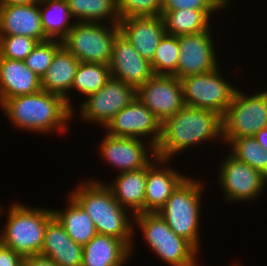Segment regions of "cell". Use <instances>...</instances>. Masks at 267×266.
I'll use <instances>...</instances> for the list:
<instances>
[{"label":"cell","mask_w":267,"mask_h":266,"mask_svg":"<svg viewBox=\"0 0 267 266\" xmlns=\"http://www.w3.org/2000/svg\"><path fill=\"white\" fill-rule=\"evenodd\" d=\"M218 137L222 139V116L211 110L184 106L162 123L156 156L169 160L193 144Z\"/></svg>","instance_id":"obj_1"},{"label":"cell","mask_w":267,"mask_h":266,"mask_svg":"<svg viewBox=\"0 0 267 266\" xmlns=\"http://www.w3.org/2000/svg\"><path fill=\"white\" fill-rule=\"evenodd\" d=\"M0 107L14 127L46 134L66 131L74 112L62 96L44 90L8 98Z\"/></svg>","instance_id":"obj_2"},{"label":"cell","mask_w":267,"mask_h":266,"mask_svg":"<svg viewBox=\"0 0 267 266\" xmlns=\"http://www.w3.org/2000/svg\"><path fill=\"white\" fill-rule=\"evenodd\" d=\"M70 196L89 214L97 233L119 238L132 250L135 232L127 215L129 210L118 203L107 183H79Z\"/></svg>","instance_id":"obj_3"},{"label":"cell","mask_w":267,"mask_h":266,"mask_svg":"<svg viewBox=\"0 0 267 266\" xmlns=\"http://www.w3.org/2000/svg\"><path fill=\"white\" fill-rule=\"evenodd\" d=\"M9 209L0 243L23 257L40 254L47 223L54 217L53 210L21 203H14Z\"/></svg>","instance_id":"obj_4"},{"label":"cell","mask_w":267,"mask_h":266,"mask_svg":"<svg viewBox=\"0 0 267 266\" xmlns=\"http://www.w3.org/2000/svg\"><path fill=\"white\" fill-rule=\"evenodd\" d=\"M186 177L172 192L158 214L170 229L199 249V220L203 186Z\"/></svg>","instance_id":"obj_5"},{"label":"cell","mask_w":267,"mask_h":266,"mask_svg":"<svg viewBox=\"0 0 267 266\" xmlns=\"http://www.w3.org/2000/svg\"><path fill=\"white\" fill-rule=\"evenodd\" d=\"M132 218L142 230L146 243L170 266H198L199 252L189 241L178 236L166 224L158 212H144Z\"/></svg>","instance_id":"obj_6"},{"label":"cell","mask_w":267,"mask_h":266,"mask_svg":"<svg viewBox=\"0 0 267 266\" xmlns=\"http://www.w3.org/2000/svg\"><path fill=\"white\" fill-rule=\"evenodd\" d=\"M75 21L61 40L62 45L80 62L109 65L113 43L120 33L118 24Z\"/></svg>","instance_id":"obj_7"},{"label":"cell","mask_w":267,"mask_h":266,"mask_svg":"<svg viewBox=\"0 0 267 266\" xmlns=\"http://www.w3.org/2000/svg\"><path fill=\"white\" fill-rule=\"evenodd\" d=\"M267 127V91L245 95L238 90L222 116V142L253 137Z\"/></svg>","instance_id":"obj_8"},{"label":"cell","mask_w":267,"mask_h":266,"mask_svg":"<svg viewBox=\"0 0 267 266\" xmlns=\"http://www.w3.org/2000/svg\"><path fill=\"white\" fill-rule=\"evenodd\" d=\"M222 77L217 67L205 74L180 79L185 106L211 110L223 116L238 89Z\"/></svg>","instance_id":"obj_9"},{"label":"cell","mask_w":267,"mask_h":266,"mask_svg":"<svg viewBox=\"0 0 267 266\" xmlns=\"http://www.w3.org/2000/svg\"><path fill=\"white\" fill-rule=\"evenodd\" d=\"M136 97L161 123L185 106L181 80L174 75H154L136 88Z\"/></svg>","instance_id":"obj_10"},{"label":"cell","mask_w":267,"mask_h":266,"mask_svg":"<svg viewBox=\"0 0 267 266\" xmlns=\"http://www.w3.org/2000/svg\"><path fill=\"white\" fill-rule=\"evenodd\" d=\"M136 98V87L111 77L98 92L91 94L80 106V116L86 122L106 126L123 108Z\"/></svg>","instance_id":"obj_11"},{"label":"cell","mask_w":267,"mask_h":266,"mask_svg":"<svg viewBox=\"0 0 267 266\" xmlns=\"http://www.w3.org/2000/svg\"><path fill=\"white\" fill-rule=\"evenodd\" d=\"M223 162L218 179L228 201L256 199L264 185H267L266 176L231 154Z\"/></svg>","instance_id":"obj_12"},{"label":"cell","mask_w":267,"mask_h":266,"mask_svg":"<svg viewBox=\"0 0 267 266\" xmlns=\"http://www.w3.org/2000/svg\"><path fill=\"white\" fill-rule=\"evenodd\" d=\"M162 123L142 104L137 97L105 126L107 133L117 137H132L141 139L150 136L149 146L158 145L161 138Z\"/></svg>","instance_id":"obj_13"},{"label":"cell","mask_w":267,"mask_h":266,"mask_svg":"<svg viewBox=\"0 0 267 266\" xmlns=\"http://www.w3.org/2000/svg\"><path fill=\"white\" fill-rule=\"evenodd\" d=\"M105 134L100 145L101 157L112 167H117L120 173L145 168L157 157L155 147L148 146L147 151V143L143 139Z\"/></svg>","instance_id":"obj_14"},{"label":"cell","mask_w":267,"mask_h":266,"mask_svg":"<svg viewBox=\"0 0 267 266\" xmlns=\"http://www.w3.org/2000/svg\"><path fill=\"white\" fill-rule=\"evenodd\" d=\"M177 78L205 74L218 67L210 31L181 35Z\"/></svg>","instance_id":"obj_15"},{"label":"cell","mask_w":267,"mask_h":266,"mask_svg":"<svg viewBox=\"0 0 267 266\" xmlns=\"http://www.w3.org/2000/svg\"><path fill=\"white\" fill-rule=\"evenodd\" d=\"M109 68L111 77L136 88L155 75L151 62L143 58L121 33L114 40Z\"/></svg>","instance_id":"obj_16"},{"label":"cell","mask_w":267,"mask_h":266,"mask_svg":"<svg viewBox=\"0 0 267 266\" xmlns=\"http://www.w3.org/2000/svg\"><path fill=\"white\" fill-rule=\"evenodd\" d=\"M120 33L145 59L151 61L166 34L162 16L129 17L120 20Z\"/></svg>","instance_id":"obj_17"},{"label":"cell","mask_w":267,"mask_h":266,"mask_svg":"<svg viewBox=\"0 0 267 266\" xmlns=\"http://www.w3.org/2000/svg\"><path fill=\"white\" fill-rule=\"evenodd\" d=\"M3 35H24L38 42L48 40L42 28L40 1L0 7V36Z\"/></svg>","instance_id":"obj_18"},{"label":"cell","mask_w":267,"mask_h":266,"mask_svg":"<svg viewBox=\"0 0 267 266\" xmlns=\"http://www.w3.org/2000/svg\"><path fill=\"white\" fill-rule=\"evenodd\" d=\"M166 162L168 160L155 157L154 161L152 160L147 166L145 212H158L164 206L172 192L186 178L185 175L180 174L177 170L172 169V167H165ZM161 164L165 165L163 166ZM156 165L159 167L161 165V169Z\"/></svg>","instance_id":"obj_19"},{"label":"cell","mask_w":267,"mask_h":266,"mask_svg":"<svg viewBox=\"0 0 267 266\" xmlns=\"http://www.w3.org/2000/svg\"><path fill=\"white\" fill-rule=\"evenodd\" d=\"M42 90L41 78L26 63L0 56V105L8 98Z\"/></svg>","instance_id":"obj_20"},{"label":"cell","mask_w":267,"mask_h":266,"mask_svg":"<svg viewBox=\"0 0 267 266\" xmlns=\"http://www.w3.org/2000/svg\"><path fill=\"white\" fill-rule=\"evenodd\" d=\"M40 254L58 266H82L83 262V246L69 237L55 216L47 223Z\"/></svg>","instance_id":"obj_21"},{"label":"cell","mask_w":267,"mask_h":266,"mask_svg":"<svg viewBox=\"0 0 267 266\" xmlns=\"http://www.w3.org/2000/svg\"><path fill=\"white\" fill-rule=\"evenodd\" d=\"M79 64L80 61L62 45L41 78L42 90L62 96L72 111L74 109L67 92L71 90Z\"/></svg>","instance_id":"obj_22"},{"label":"cell","mask_w":267,"mask_h":266,"mask_svg":"<svg viewBox=\"0 0 267 266\" xmlns=\"http://www.w3.org/2000/svg\"><path fill=\"white\" fill-rule=\"evenodd\" d=\"M131 252L121 239L97 233L83 246L82 266H123Z\"/></svg>","instance_id":"obj_23"},{"label":"cell","mask_w":267,"mask_h":266,"mask_svg":"<svg viewBox=\"0 0 267 266\" xmlns=\"http://www.w3.org/2000/svg\"><path fill=\"white\" fill-rule=\"evenodd\" d=\"M146 180L147 167L119 173L116 180L107 186L118 203L127 210L130 209L134 216L145 212Z\"/></svg>","instance_id":"obj_24"},{"label":"cell","mask_w":267,"mask_h":266,"mask_svg":"<svg viewBox=\"0 0 267 266\" xmlns=\"http://www.w3.org/2000/svg\"><path fill=\"white\" fill-rule=\"evenodd\" d=\"M217 10L180 9L161 11L166 34L181 36L210 31L211 13Z\"/></svg>","instance_id":"obj_25"},{"label":"cell","mask_w":267,"mask_h":266,"mask_svg":"<svg viewBox=\"0 0 267 266\" xmlns=\"http://www.w3.org/2000/svg\"><path fill=\"white\" fill-rule=\"evenodd\" d=\"M64 211L53 210L54 216L63 225L69 237L77 244L86 245L96 234L89 214L70 196Z\"/></svg>","instance_id":"obj_26"},{"label":"cell","mask_w":267,"mask_h":266,"mask_svg":"<svg viewBox=\"0 0 267 266\" xmlns=\"http://www.w3.org/2000/svg\"><path fill=\"white\" fill-rule=\"evenodd\" d=\"M72 17L80 22H98L108 20L110 24H119L118 0H66Z\"/></svg>","instance_id":"obj_27"},{"label":"cell","mask_w":267,"mask_h":266,"mask_svg":"<svg viewBox=\"0 0 267 266\" xmlns=\"http://www.w3.org/2000/svg\"><path fill=\"white\" fill-rule=\"evenodd\" d=\"M40 6L45 35L49 39L62 40L74 25L69 22L72 16L66 0H41Z\"/></svg>","instance_id":"obj_28"},{"label":"cell","mask_w":267,"mask_h":266,"mask_svg":"<svg viewBox=\"0 0 267 266\" xmlns=\"http://www.w3.org/2000/svg\"><path fill=\"white\" fill-rule=\"evenodd\" d=\"M111 78L109 65L80 62L71 89H76L86 97L98 92Z\"/></svg>","instance_id":"obj_29"},{"label":"cell","mask_w":267,"mask_h":266,"mask_svg":"<svg viewBox=\"0 0 267 266\" xmlns=\"http://www.w3.org/2000/svg\"><path fill=\"white\" fill-rule=\"evenodd\" d=\"M227 143L231 146L230 154L233 157L267 177V149L261 147L254 136L232 138Z\"/></svg>","instance_id":"obj_30"},{"label":"cell","mask_w":267,"mask_h":266,"mask_svg":"<svg viewBox=\"0 0 267 266\" xmlns=\"http://www.w3.org/2000/svg\"><path fill=\"white\" fill-rule=\"evenodd\" d=\"M179 52V37L165 34L155 50L153 59L150 61L154 74L177 77Z\"/></svg>","instance_id":"obj_31"},{"label":"cell","mask_w":267,"mask_h":266,"mask_svg":"<svg viewBox=\"0 0 267 266\" xmlns=\"http://www.w3.org/2000/svg\"><path fill=\"white\" fill-rule=\"evenodd\" d=\"M61 46L62 41L57 39H48L38 42L24 62L32 72L42 78L46 70L50 67L56 51Z\"/></svg>","instance_id":"obj_32"},{"label":"cell","mask_w":267,"mask_h":266,"mask_svg":"<svg viewBox=\"0 0 267 266\" xmlns=\"http://www.w3.org/2000/svg\"><path fill=\"white\" fill-rule=\"evenodd\" d=\"M37 43L36 39L24 35L0 36V56L2 58L24 61Z\"/></svg>","instance_id":"obj_33"},{"label":"cell","mask_w":267,"mask_h":266,"mask_svg":"<svg viewBox=\"0 0 267 266\" xmlns=\"http://www.w3.org/2000/svg\"><path fill=\"white\" fill-rule=\"evenodd\" d=\"M163 0H118L121 19L129 17L160 16Z\"/></svg>","instance_id":"obj_34"},{"label":"cell","mask_w":267,"mask_h":266,"mask_svg":"<svg viewBox=\"0 0 267 266\" xmlns=\"http://www.w3.org/2000/svg\"><path fill=\"white\" fill-rule=\"evenodd\" d=\"M230 0H163L161 11L191 9L220 10L226 8Z\"/></svg>","instance_id":"obj_35"},{"label":"cell","mask_w":267,"mask_h":266,"mask_svg":"<svg viewBox=\"0 0 267 266\" xmlns=\"http://www.w3.org/2000/svg\"><path fill=\"white\" fill-rule=\"evenodd\" d=\"M23 256L0 243V266H22Z\"/></svg>","instance_id":"obj_36"},{"label":"cell","mask_w":267,"mask_h":266,"mask_svg":"<svg viewBox=\"0 0 267 266\" xmlns=\"http://www.w3.org/2000/svg\"><path fill=\"white\" fill-rule=\"evenodd\" d=\"M22 266H58L51 258L36 254L23 258Z\"/></svg>","instance_id":"obj_37"},{"label":"cell","mask_w":267,"mask_h":266,"mask_svg":"<svg viewBox=\"0 0 267 266\" xmlns=\"http://www.w3.org/2000/svg\"><path fill=\"white\" fill-rule=\"evenodd\" d=\"M38 2V0H0V7L12 5H30Z\"/></svg>","instance_id":"obj_38"},{"label":"cell","mask_w":267,"mask_h":266,"mask_svg":"<svg viewBox=\"0 0 267 266\" xmlns=\"http://www.w3.org/2000/svg\"><path fill=\"white\" fill-rule=\"evenodd\" d=\"M257 142L261 145V147L267 149V127L261 129L254 135Z\"/></svg>","instance_id":"obj_39"}]
</instances>
